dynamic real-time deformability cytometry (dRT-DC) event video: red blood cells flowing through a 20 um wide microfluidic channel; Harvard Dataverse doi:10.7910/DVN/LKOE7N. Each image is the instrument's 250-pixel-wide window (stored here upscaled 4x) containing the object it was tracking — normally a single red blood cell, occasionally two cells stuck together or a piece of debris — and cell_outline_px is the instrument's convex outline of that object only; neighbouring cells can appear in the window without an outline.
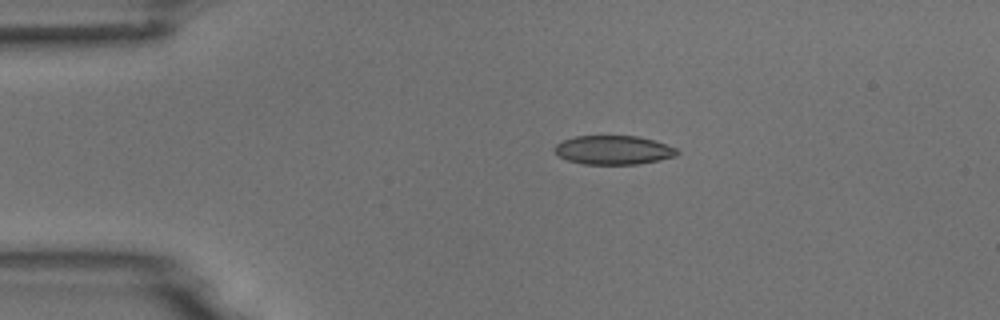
{"species": "common noctule bat (a hibernating species)", "species_latin": "Nyctalus noctula", "temperature_condition": "room temperature", "stored_images_in_passage": 7, "camera_frame_rate_fps": 3000, "um_per_image_px": 0.085, "animal": {"sex": "male", "body_mass_g": 18.8}, "frame": {"image": 1, "passage_image": 3, "time_ms": 2.667, "image_size_px": [1000, 320], "cell_outline_px": [[680, 152], [676, 156], [660, 160], [636, 164], [584, 164], [568, 160], [560, 156], [552, 148], [556, 144], [564, 140], [576, 136], [636, 136], [652, 140], [676, 148]], "centroid_in_image_um": [52.14, 12.75], "position_along_channel_um": 32.9, "area_um2": 20.46}}
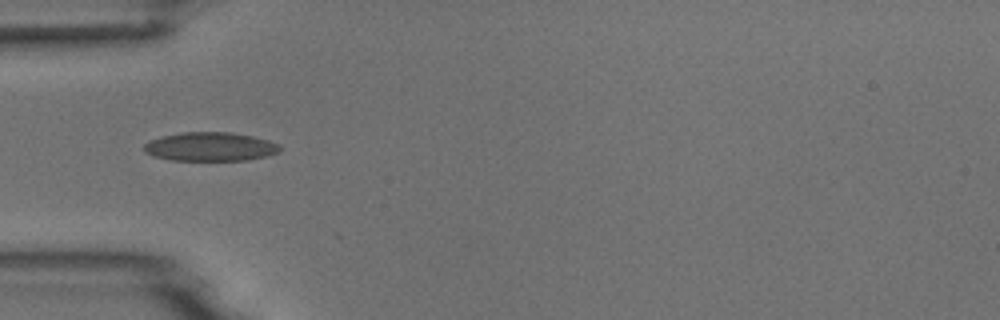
{"frame": {"image": 2, "passage_image": 5, "time_ms": 4.667, "image_size_px": [1000, 320], "cell_outline_px": [[280, 152], [268, 156], [248, 160], [172, 160], [152, 156], [144, 152], [144, 144], [148, 140], [164, 136], [184, 132], [228, 132], [252, 136], [268, 140], [280, 144]], "centroid_in_image_um": [17.88, 12.47], "position_along_channel_um": 67.1, "area_um2": 22.89}}